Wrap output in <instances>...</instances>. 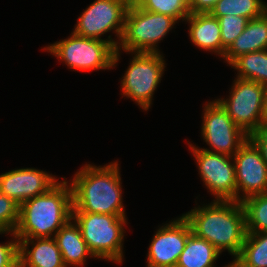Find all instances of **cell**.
Returning <instances> with one entry per match:
<instances>
[{
    "mask_svg": "<svg viewBox=\"0 0 267 267\" xmlns=\"http://www.w3.org/2000/svg\"><path fill=\"white\" fill-rule=\"evenodd\" d=\"M232 158L235 163L236 201L242 202L250 196L267 193V163L250 138Z\"/></svg>",
    "mask_w": 267,
    "mask_h": 267,
    "instance_id": "7c38bea8",
    "label": "cell"
},
{
    "mask_svg": "<svg viewBox=\"0 0 267 267\" xmlns=\"http://www.w3.org/2000/svg\"><path fill=\"white\" fill-rule=\"evenodd\" d=\"M134 56L121 80V93L141 107L149 110L154 92L163 77L165 58L160 53L134 52Z\"/></svg>",
    "mask_w": 267,
    "mask_h": 267,
    "instance_id": "52a82bcc",
    "label": "cell"
},
{
    "mask_svg": "<svg viewBox=\"0 0 267 267\" xmlns=\"http://www.w3.org/2000/svg\"><path fill=\"white\" fill-rule=\"evenodd\" d=\"M185 21L190 24L189 37L196 47L222 57L221 32L217 18L210 13H190Z\"/></svg>",
    "mask_w": 267,
    "mask_h": 267,
    "instance_id": "e0dca14e",
    "label": "cell"
},
{
    "mask_svg": "<svg viewBox=\"0 0 267 267\" xmlns=\"http://www.w3.org/2000/svg\"><path fill=\"white\" fill-rule=\"evenodd\" d=\"M59 180L36 168H17L0 174V193L21 205L28 199L48 192Z\"/></svg>",
    "mask_w": 267,
    "mask_h": 267,
    "instance_id": "5bb4252c",
    "label": "cell"
},
{
    "mask_svg": "<svg viewBox=\"0 0 267 267\" xmlns=\"http://www.w3.org/2000/svg\"><path fill=\"white\" fill-rule=\"evenodd\" d=\"M249 138L259 148L262 158L267 163V126H262L258 130L252 132Z\"/></svg>",
    "mask_w": 267,
    "mask_h": 267,
    "instance_id": "83f0119b",
    "label": "cell"
},
{
    "mask_svg": "<svg viewBox=\"0 0 267 267\" xmlns=\"http://www.w3.org/2000/svg\"><path fill=\"white\" fill-rule=\"evenodd\" d=\"M13 240L0 243V267H19L18 239L13 233Z\"/></svg>",
    "mask_w": 267,
    "mask_h": 267,
    "instance_id": "4316f807",
    "label": "cell"
},
{
    "mask_svg": "<svg viewBox=\"0 0 267 267\" xmlns=\"http://www.w3.org/2000/svg\"><path fill=\"white\" fill-rule=\"evenodd\" d=\"M191 233L183 215L160 226L149 244L146 267H176Z\"/></svg>",
    "mask_w": 267,
    "mask_h": 267,
    "instance_id": "4fadbf2b",
    "label": "cell"
},
{
    "mask_svg": "<svg viewBox=\"0 0 267 267\" xmlns=\"http://www.w3.org/2000/svg\"><path fill=\"white\" fill-rule=\"evenodd\" d=\"M220 252L205 239L193 233L188 236L185 248L178 258L176 267H215ZM224 267H227L224 266Z\"/></svg>",
    "mask_w": 267,
    "mask_h": 267,
    "instance_id": "d6986e66",
    "label": "cell"
},
{
    "mask_svg": "<svg viewBox=\"0 0 267 267\" xmlns=\"http://www.w3.org/2000/svg\"><path fill=\"white\" fill-rule=\"evenodd\" d=\"M72 190L67 179L59 181L48 192L20 205L16 238L54 237L72 218Z\"/></svg>",
    "mask_w": 267,
    "mask_h": 267,
    "instance_id": "3957f363",
    "label": "cell"
},
{
    "mask_svg": "<svg viewBox=\"0 0 267 267\" xmlns=\"http://www.w3.org/2000/svg\"><path fill=\"white\" fill-rule=\"evenodd\" d=\"M182 215L195 236L208 241L220 253L227 250L234 260L238 257L247 233L241 202L213 200Z\"/></svg>",
    "mask_w": 267,
    "mask_h": 267,
    "instance_id": "6da1fadb",
    "label": "cell"
},
{
    "mask_svg": "<svg viewBox=\"0 0 267 267\" xmlns=\"http://www.w3.org/2000/svg\"><path fill=\"white\" fill-rule=\"evenodd\" d=\"M141 9L173 17L184 21L190 10L188 0H133Z\"/></svg>",
    "mask_w": 267,
    "mask_h": 267,
    "instance_id": "cb8c5ba5",
    "label": "cell"
},
{
    "mask_svg": "<svg viewBox=\"0 0 267 267\" xmlns=\"http://www.w3.org/2000/svg\"><path fill=\"white\" fill-rule=\"evenodd\" d=\"M241 203L245 212L246 232H267V193L250 196Z\"/></svg>",
    "mask_w": 267,
    "mask_h": 267,
    "instance_id": "603a6c76",
    "label": "cell"
},
{
    "mask_svg": "<svg viewBox=\"0 0 267 267\" xmlns=\"http://www.w3.org/2000/svg\"><path fill=\"white\" fill-rule=\"evenodd\" d=\"M88 249L97 259L122 263L127 217L88 212H72Z\"/></svg>",
    "mask_w": 267,
    "mask_h": 267,
    "instance_id": "277c9868",
    "label": "cell"
},
{
    "mask_svg": "<svg viewBox=\"0 0 267 267\" xmlns=\"http://www.w3.org/2000/svg\"><path fill=\"white\" fill-rule=\"evenodd\" d=\"M175 23L178 22L173 17L141 9L132 0L126 11L124 31L117 50L132 56L134 52L160 53L157 45Z\"/></svg>",
    "mask_w": 267,
    "mask_h": 267,
    "instance_id": "8992f818",
    "label": "cell"
},
{
    "mask_svg": "<svg viewBox=\"0 0 267 267\" xmlns=\"http://www.w3.org/2000/svg\"><path fill=\"white\" fill-rule=\"evenodd\" d=\"M267 49V11L248 21L243 32L225 50L223 59L230 65L237 57Z\"/></svg>",
    "mask_w": 267,
    "mask_h": 267,
    "instance_id": "2e32d148",
    "label": "cell"
},
{
    "mask_svg": "<svg viewBox=\"0 0 267 267\" xmlns=\"http://www.w3.org/2000/svg\"><path fill=\"white\" fill-rule=\"evenodd\" d=\"M17 239L19 267H66L54 237Z\"/></svg>",
    "mask_w": 267,
    "mask_h": 267,
    "instance_id": "9a60e30c",
    "label": "cell"
},
{
    "mask_svg": "<svg viewBox=\"0 0 267 267\" xmlns=\"http://www.w3.org/2000/svg\"><path fill=\"white\" fill-rule=\"evenodd\" d=\"M203 112L201 136L210 148L202 149L232 157L249 135L234 123L216 99L205 102Z\"/></svg>",
    "mask_w": 267,
    "mask_h": 267,
    "instance_id": "30bf717a",
    "label": "cell"
},
{
    "mask_svg": "<svg viewBox=\"0 0 267 267\" xmlns=\"http://www.w3.org/2000/svg\"><path fill=\"white\" fill-rule=\"evenodd\" d=\"M219 0H189L190 13H210Z\"/></svg>",
    "mask_w": 267,
    "mask_h": 267,
    "instance_id": "f1b7e54d",
    "label": "cell"
},
{
    "mask_svg": "<svg viewBox=\"0 0 267 267\" xmlns=\"http://www.w3.org/2000/svg\"><path fill=\"white\" fill-rule=\"evenodd\" d=\"M54 239L62 254L63 263L66 267L84 266L86 258H94L88 249L78 224L71 218L55 234Z\"/></svg>",
    "mask_w": 267,
    "mask_h": 267,
    "instance_id": "ac0fdd59",
    "label": "cell"
},
{
    "mask_svg": "<svg viewBox=\"0 0 267 267\" xmlns=\"http://www.w3.org/2000/svg\"><path fill=\"white\" fill-rule=\"evenodd\" d=\"M118 161L108 165L86 164L78 170L72 182V212H88L126 217Z\"/></svg>",
    "mask_w": 267,
    "mask_h": 267,
    "instance_id": "7a4b0ae2",
    "label": "cell"
},
{
    "mask_svg": "<svg viewBox=\"0 0 267 267\" xmlns=\"http://www.w3.org/2000/svg\"><path fill=\"white\" fill-rule=\"evenodd\" d=\"M229 98L216 99L227 111L234 123L246 134L262 127V113L265 86L236 77L232 83Z\"/></svg>",
    "mask_w": 267,
    "mask_h": 267,
    "instance_id": "9c48e42d",
    "label": "cell"
},
{
    "mask_svg": "<svg viewBox=\"0 0 267 267\" xmlns=\"http://www.w3.org/2000/svg\"><path fill=\"white\" fill-rule=\"evenodd\" d=\"M43 49L73 71L109 70L116 67L121 57V52L110 42L81 37L73 32L68 38Z\"/></svg>",
    "mask_w": 267,
    "mask_h": 267,
    "instance_id": "5b68a950",
    "label": "cell"
},
{
    "mask_svg": "<svg viewBox=\"0 0 267 267\" xmlns=\"http://www.w3.org/2000/svg\"><path fill=\"white\" fill-rule=\"evenodd\" d=\"M227 267H243L236 259L227 264Z\"/></svg>",
    "mask_w": 267,
    "mask_h": 267,
    "instance_id": "4dcf8cb0",
    "label": "cell"
},
{
    "mask_svg": "<svg viewBox=\"0 0 267 267\" xmlns=\"http://www.w3.org/2000/svg\"><path fill=\"white\" fill-rule=\"evenodd\" d=\"M197 163L201 180L214 195V200L236 201L235 163L231 156L206 151L189 144Z\"/></svg>",
    "mask_w": 267,
    "mask_h": 267,
    "instance_id": "8fae6325",
    "label": "cell"
},
{
    "mask_svg": "<svg viewBox=\"0 0 267 267\" xmlns=\"http://www.w3.org/2000/svg\"><path fill=\"white\" fill-rule=\"evenodd\" d=\"M217 19L220 25L223 59L225 50L243 32L249 19L246 17L235 16L231 14L222 16Z\"/></svg>",
    "mask_w": 267,
    "mask_h": 267,
    "instance_id": "d4e9b609",
    "label": "cell"
},
{
    "mask_svg": "<svg viewBox=\"0 0 267 267\" xmlns=\"http://www.w3.org/2000/svg\"><path fill=\"white\" fill-rule=\"evenodd\" d=\"M262 126H267V86L265 87V91H264Z\"/></svg>",
    "mask_w": 267,
    "mask_h": 267,
    "instance_id": "f546056e",
    "label": "cell"
},
{
    "mask_svg": "<svg viewBox=\"0 0 267 267\" xmlns=\"http://www.w3.org/2000/svg\"><path fill=\"white\" fill-rule=\"evenodd\" d=\"M267 86V60H266V67H265V87Z\"/></svg>",
    "mask_w": 267,
    "mask_h": 267,
    "instance_id": "1f68e13d",
    "label": "cell"
},
{
    "mask_svg": "<svg viewBox=\"0 0 267 267\" xmlns=\"http://www.w3.org/2000/svg\"><path fill=\"white\" fill-rule=\"evenodd\" d=\"M132 0H95L78 17L73 33L81 37L105 40L118 48L125 23L127 8ZM113 30L117 39L111 35L107 39L101 36Z\"/></svg>",
    "mask_w": 267,
    "mask_h": 267,
    "instance_id": "ba28073f",
    "label": "cell"
},
{
    "mask_svg": "<svg viewBox=\"0 0 267 267\" xmlns=\"http://www.w3.org/2000/svg\"><path fill=\"white\" fill-rule=\"evenodd\" d=\"M266 11L267 3L263 0H219L210 14L215 18L231 14L251 20L262 16Z\"/></svg>",
    "mask_w": 267,
    "mask_h": 267,
    "instance_id": "44dd1931",
    "label": "cell"
},
{
    "mask_svg": "<svg viewBox=\"0 0 267 267\" xmlns=\"http://www.w3.org/2000/svg\"><path fill=\"white\" fill-rule=\"evenodd\" d=\"M236 260L243 267H267V232L246 233Z\"/></svg>",
    "mask_w": 267,
    "mask_h": 267,
    "instance_id": "ffe728a7",
    "label": "cell"
},
{
    "mask_svg": "<svg viewBox=\"0 0 267 267\" xmlns=\"http://www.w3.org/2000/svg\"><path fill=\"white\" fill-rule=\"evenodd\" d=\"M20 205L0 193V234L13 236L19 222ZM10 233V234H9Z\"/></svg>",
    "mask_w": 267,
    "mask_h": 267,
    "instance_id": "484cf974",
    "label": "cell"
},
{
    "mask_svg": "<svg viewBox=\"0 0 267 267\" xmlns=\"http://www.w3.org/2000/svg\"><path fill=\"white\" fill-rule=\"evenodd\" d=\"M267 49L237 57L229 66L237 70L239 79L256 81L265 86Z\"/></svg>",
    "mask_w": 267,
    "mask_h": 267,
    "instance_id": "7402d4cb",
    "label": "cell"
}]
</instances>
